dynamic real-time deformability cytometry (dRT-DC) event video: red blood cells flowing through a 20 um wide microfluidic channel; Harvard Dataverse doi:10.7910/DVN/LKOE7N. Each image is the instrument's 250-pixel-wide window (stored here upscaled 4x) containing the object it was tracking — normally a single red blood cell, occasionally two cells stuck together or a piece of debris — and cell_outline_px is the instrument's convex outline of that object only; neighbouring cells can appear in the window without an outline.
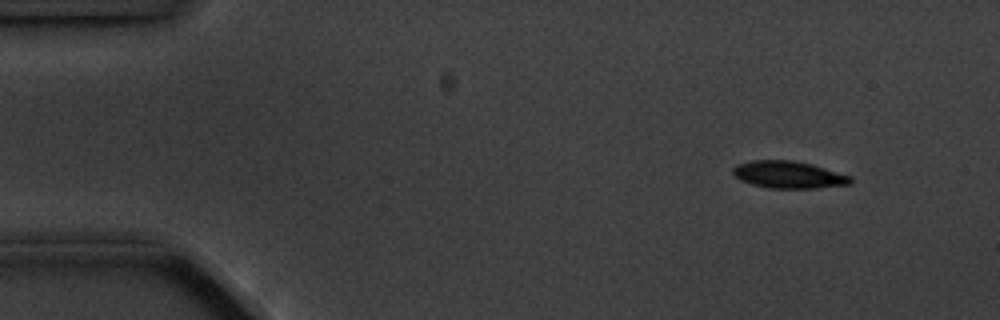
{"species": "common noctule bat (a hibernating species)", "species_latin": "Nyctalus noctula", "temperature_condition": "cold", "stored_images_in_passage": 4, "camera_frame_rate_fps": 3000, "um_per_image_px": 0.085, "animal": {"sex": "male", "body_mass_g": 20.1, "forearm_length_mm": 53.5}, "frame": {"image": 1, "passage_image": 1, "time_ms": 0.0, "image_size_px": [1000, 320], "cell_outline_px": [[852, 180], [848, 184], [816, 188], [768, 188], [752, 184], [740, 180], [732, 172], [732, 168], [736, 164], [752, 160], [796, 160], [812, 164], [852, 176]], "centroid_in_image_um": [67.01, 14.84], "position_along_channel_um": 18.0, "area_um2": 18.67}}
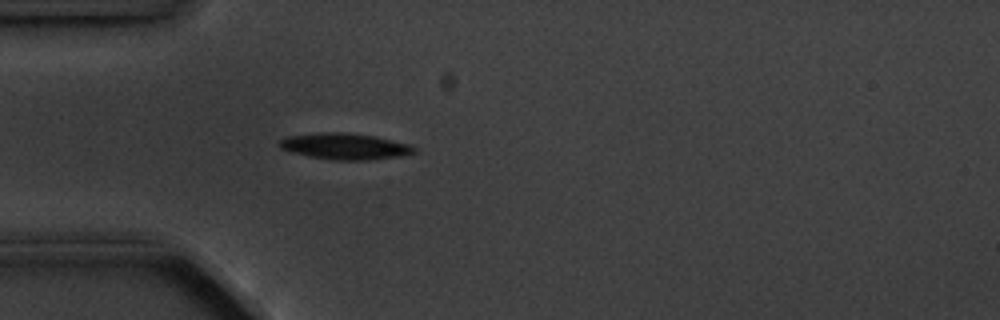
{"frame": {"image": 2, "passage_image": 4, "time_ms": 3.333, "image_size_px": [1000, 320], "cell_outline_px": [[416, 152], [400, 156], [368, 160], [332, 160], [308, 156], [292, 152], [280, 148], [276, 144], [280, 140], [288, 136], [320, 132], [344, 132], [376, 136], [408, 144], [416, 148]], "centroid_in_image_um": [29.29, 12.43], "position_along_channel_um": 55.7, "area_um2": 20.63}}